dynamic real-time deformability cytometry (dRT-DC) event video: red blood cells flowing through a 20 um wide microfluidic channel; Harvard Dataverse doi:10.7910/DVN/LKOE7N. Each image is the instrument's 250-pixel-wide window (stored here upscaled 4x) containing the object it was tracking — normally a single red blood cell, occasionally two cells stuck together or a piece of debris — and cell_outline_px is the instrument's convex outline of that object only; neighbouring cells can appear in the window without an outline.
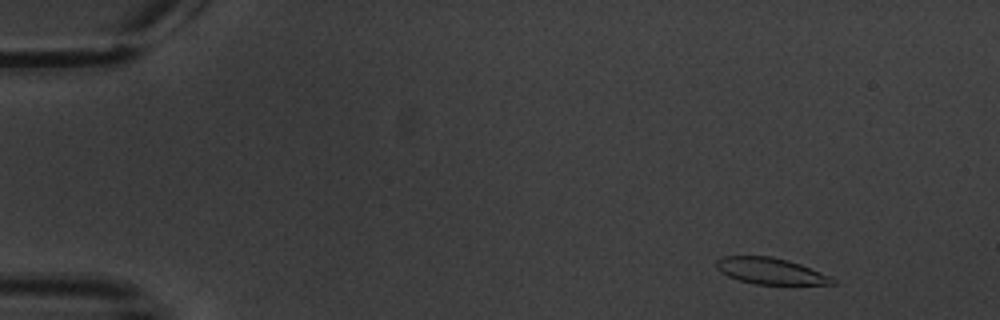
{"species": "common noctule bat (a hibernating species)", "species_latin": "Nyctalus noctula", "temperature_condition": "warm", "stored_images_in_passage": 4, "camera_frame_rate_fps": 3000, "um_per_image_px": 0.085, "animal": {"sex": "male", "body_mass_g": 20.1, "forearm_length_mm": 53.5}, "frame": {"image": 1, "passage_image": 1, "time_ms": 0.0, "image_size_px": [1000, 320], "cell_outline_px": [[836, 284], [756, 284], [740, 280], [728, 276], [716, 268], [716, 260], [724, 256], [772, 256], [788, 260], [800, 264], [828, 276], [836, 280]], "centroid_in_image_um": [65.46, 23.03], "position_along_channel_um": 19.5, "area_um2": 17.51}}